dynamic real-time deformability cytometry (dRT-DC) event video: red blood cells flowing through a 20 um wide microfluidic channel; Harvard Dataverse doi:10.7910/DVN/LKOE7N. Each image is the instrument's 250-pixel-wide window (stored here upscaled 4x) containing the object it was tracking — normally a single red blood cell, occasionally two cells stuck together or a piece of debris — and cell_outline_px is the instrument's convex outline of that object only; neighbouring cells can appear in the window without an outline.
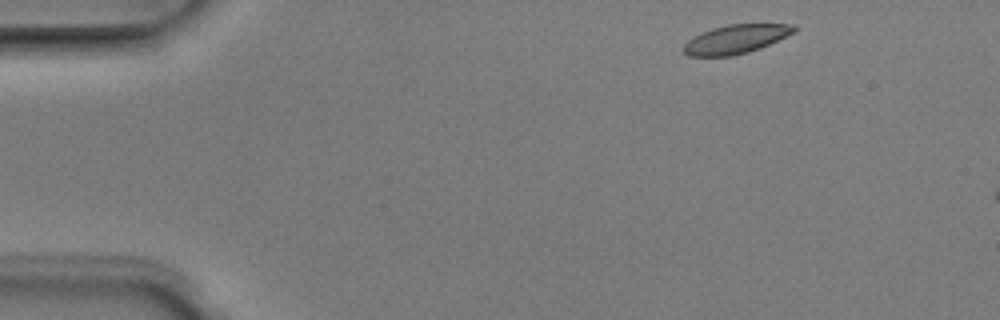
{"species": "Egyptian fruit bat (a non-hibernating species)", "species_latin": "Rousettus aegyptiacus", "temperature_condition": "room temperature", "stored_images_in_passage": 4, "camera_frame_rate_fps": 3000, "um_per_image_px": 0.085, "animal": {"sex": "male"}, "frame": {"image": 1, "passage_image": 1, "time_ms": 0.0, "image_size_px": [1000, 320], "cell_outline_px": [[796, 32], [760, 48], [748, 52], [732, 56], [688, 56], [684, 52], [684, 44], [688, 40], [712, 28], [728, 24], [796, 24]], "centroid_in_image_um": [62.58, 3.32], "position_along_channel_um": 22.4, "area_um2": 18.44}}